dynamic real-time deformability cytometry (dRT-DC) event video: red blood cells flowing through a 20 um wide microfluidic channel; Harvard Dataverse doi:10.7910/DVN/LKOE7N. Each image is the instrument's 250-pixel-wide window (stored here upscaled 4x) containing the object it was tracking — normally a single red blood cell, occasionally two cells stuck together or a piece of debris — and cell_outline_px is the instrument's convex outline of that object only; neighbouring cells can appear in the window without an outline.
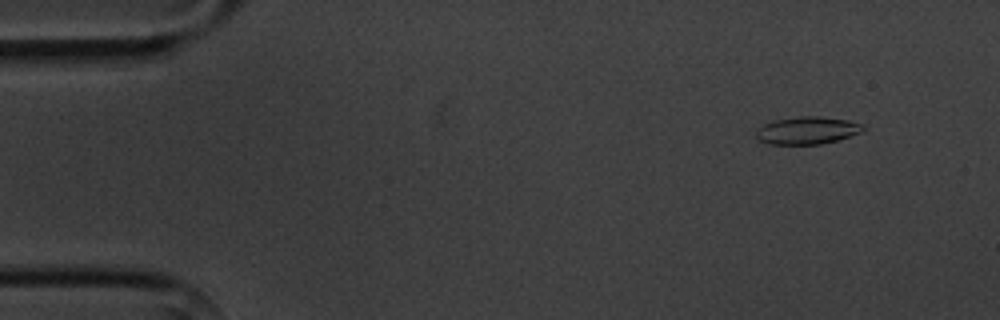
{"species": "common noctule bat (a hibernating species)", "species_latin": "Nyctalus noctula", "temperature_condition": "cold", "stored_images_in_passage": 5, "camera_frame_rate_fps": 3000, "um_per_image_px": 0.085, "animal": {"sex": "male", "body_mass_g": 20.1, "forearm_length_mm": 53.5}, "frame": {"image": 1, "passage_image": 1, "time_ms": 0.0, "image_size_px": [1000, 320], "cell_outline_px": [[864, 128], [860, 132], [836, 140], [820, 144], [768, 144], [760, 140], [756, 136], [756, 128], [764, 124], [776, 120], [800, 116], [820, 116], [848, 120], [864, 124]], "centroid_in_image_um": [68.59, 11.08], "position_along_channel_um": 16.4, "area_um2": 16.99}}